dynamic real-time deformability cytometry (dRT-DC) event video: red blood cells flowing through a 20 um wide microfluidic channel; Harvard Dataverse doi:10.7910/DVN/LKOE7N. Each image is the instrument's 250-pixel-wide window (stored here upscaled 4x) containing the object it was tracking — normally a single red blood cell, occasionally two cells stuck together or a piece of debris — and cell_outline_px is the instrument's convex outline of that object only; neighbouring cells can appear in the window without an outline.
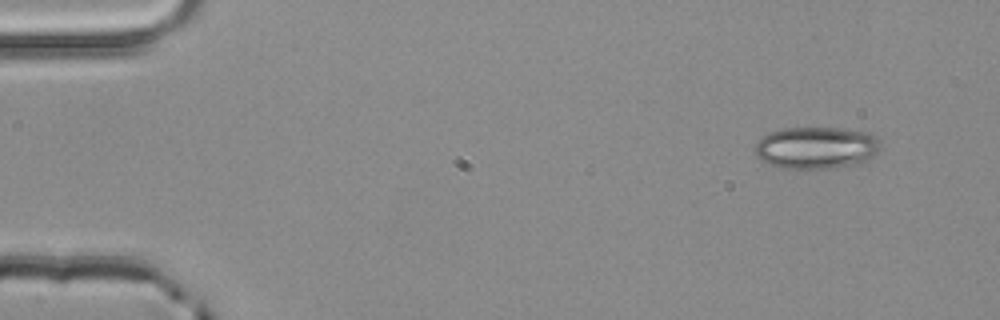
{"species": "common noctule bat (a hibernating species)", "species_latin": "Nyctalus noctula", "temperature_condition": "room temperature", "stored_images_in_passage": 3, "camera_frame_rate_fps": 3000, "um_per_image_px": 0.085, "animal": {"sex": "male", "body_mass_g": 20.4}, "frame": {"image": 1, "passage_image": 1, "time_ms": 0.0, "image_size_px": [1000, 320], "cell_outline_px": [[880, 148], [864, 164], [828, 168], [780, 168], [756, 156], [752, 148], [768, 132], [780, 128], [844, 128], [868, 132], [876, 136], [880, 140]], "centroid_in_image_um": [69.41, 12.55], "position_along_channel_um": 15.6, "area_um2": 31.04}}
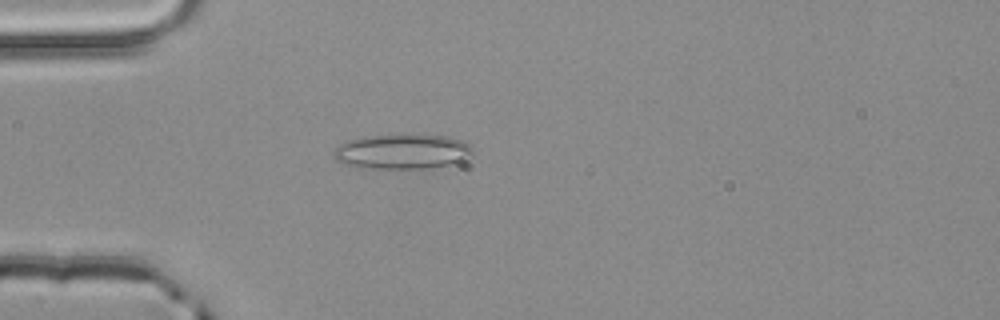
{"frame": {"image": 2, "passage_image": 3, "time_ms": 0.667, "image_size_px": [1000, 320], "cell_outline_px": [[472, 156], [468, 160], [448, 164], [424, 168], [376, 168], [344, 164], [336, 160], [332, 156], [332, 152], [340, 144], [348, 140], [364, 136], [400, 132], [448, 136], [460, 140], [468, 144], [472, 148]], "centroid_in_image_um": [34.2, 12.83], "position_along_channel_um": 50.8, "area_um2": 28.9}}